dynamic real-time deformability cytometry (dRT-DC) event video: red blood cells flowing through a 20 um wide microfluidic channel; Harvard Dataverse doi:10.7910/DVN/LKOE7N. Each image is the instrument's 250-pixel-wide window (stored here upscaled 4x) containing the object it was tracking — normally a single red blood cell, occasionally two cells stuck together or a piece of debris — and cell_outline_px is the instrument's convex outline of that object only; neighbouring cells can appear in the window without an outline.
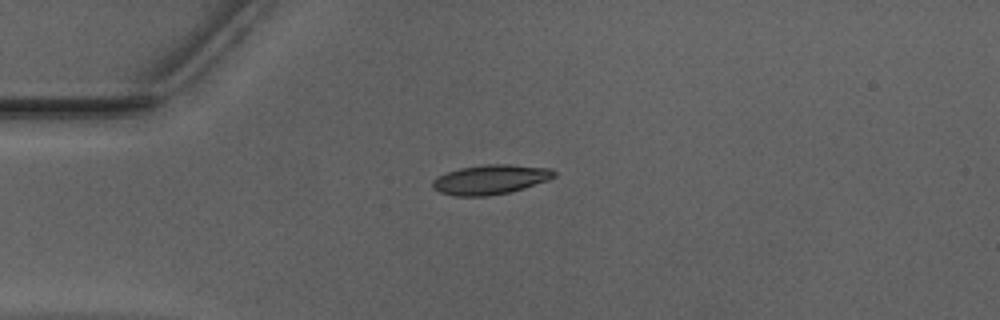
{"species": "Egyptian fruit bat (a non-hibernating species)", "species_latin": "Rousettus aegyptiacus", "temperature_condition": "warm", "stored_images_in_passage": 40, "camera_frame_rate_fps": 3000, "um_per_image_px": 0.085, "animal": {"sex": "male"}, "frame": {"image": 1, "passage_image": 1, "time_ms": 0.0, "image_size_px": [1000, 320], "cell_outline_px": [[556, 176], [548, 180], [512, 192], [488, 196], [452, 196], [440, 192], [432, 188], [432, 180], [448, 172], [460, 168], [488, 164], [508, 164], [552, 168], [556, 172]], "centroid_in_image_um": [41.71, 15.27], "position_along_channel_um": 43.3, "area_um2": 21.04}}
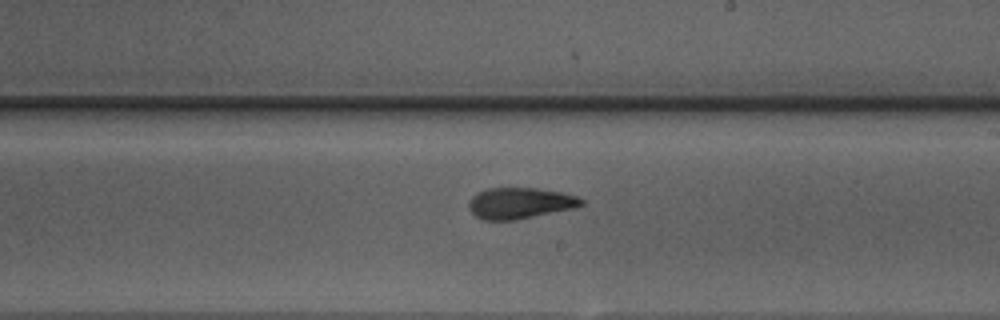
{"frame": {"image": 2, "passage_image": 18, "time_ms": 5.667, "image_size_px": [1000, 320], "cell_outline_px": [[584, 204], [576, 208], [512, 220], [484, 220], [476, 216], [472, 212], [468, 204], [472, 196], [476, 192], [488, 188], [536, 188], [564, 192], [576, 196], [584, 200]], "centroid_in_image_um": [44.21, 17.25], "position_along_channel_um": 244.8, "area_um2": 20.4}}
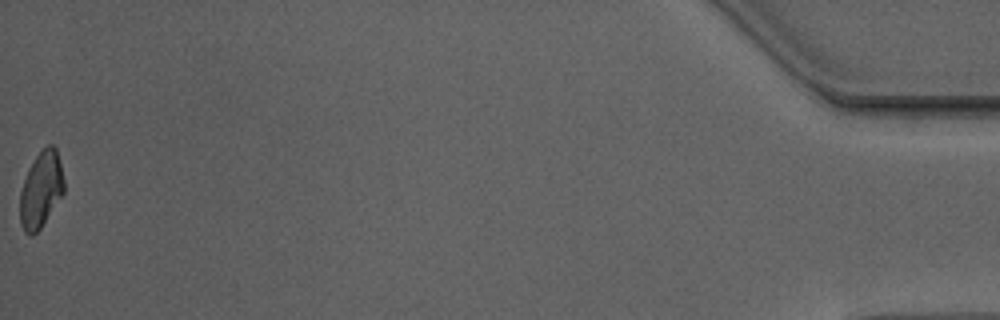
{"frame": {"image": 3, "passage_image": 40, "time_ms": 13.0, "image_size_px": [1000, 320], "cell_outline_px": [[64, 192], [40, 228], [32, 236], [28, 236], [24, 232], [20, 224], [20, 192], [28, 168], [36, 156], [48, 144], [52, 144], [56, 148], [64, 180]], "centroid_in_image_um": [3.47, 16.14], "position_along_channel_um": 431.7, "area_um2": 19.36}, "authors_computed_cell_mechanics": {"area_um2": 20.6057, "velocity_mm_per_s": 3.9622, "shape_relaxation_time_tau1_ms": 5.5346, "shape_relaxation_time_tau2_ms": 2.7088, "deformation_change_tau1": 0.1676, "deformation_change_tau2": 0.0868}}